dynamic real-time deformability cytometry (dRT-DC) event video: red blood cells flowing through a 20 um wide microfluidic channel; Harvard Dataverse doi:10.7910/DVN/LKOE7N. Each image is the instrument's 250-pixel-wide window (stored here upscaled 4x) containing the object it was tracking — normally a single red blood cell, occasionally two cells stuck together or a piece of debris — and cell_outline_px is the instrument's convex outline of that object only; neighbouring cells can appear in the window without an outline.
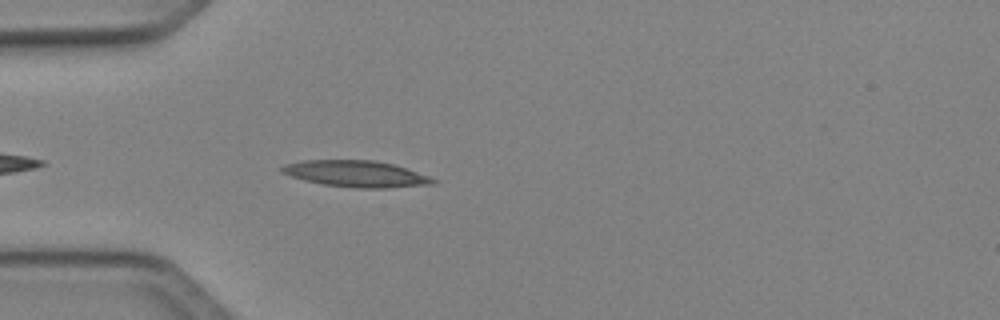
{"species": "Egyptian fruit bat (a non-hibernating species)", "species_latin": "Rousettus aegyptiacus", "temperature_condition": "cold", "stored_images_in_passage": 20, "camera_frame_rate_fps": 3000, "um_per_image_px": 0.085, "animal": {"sex": "female"}, "frame": {"image": 1, "passage_image": 4, "time_ms": 1.0, "image_size_px": [1000, 320], "cell_outline_px": [[436, 180], [432, 184], [388, 188], [352, 188], [324, 184], [304, 180], [280, 172], [280, 168], [284, 164], [304, 160], [372, 160], [392, 164], [428, 176]], "centroid_in_image_um": [30.21, 14.77], "position_along_channel_um": 54.8, "area_um2": 23.0}}
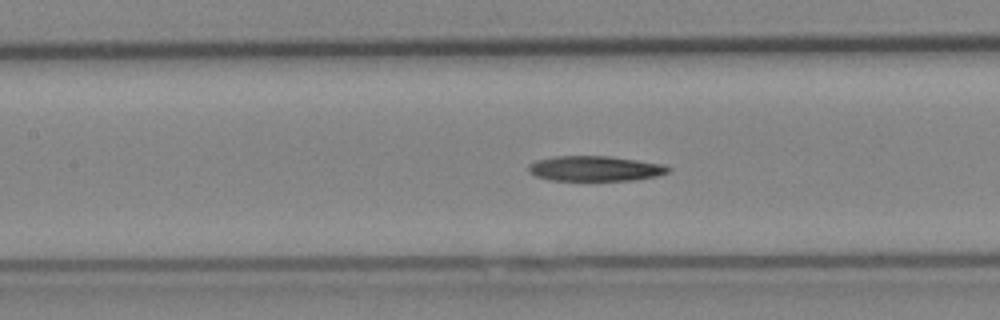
{"frame": {"image": 2, "passage_image": 9, "time_ms": 2.667, "image_size_px": [1000, 320], "cell_outline_px": [[672, 168], [668, 172], [656, 176], [636, 180], [548, 180], [536, 176], [528, 172], [528, 164], [536, 160], [556, 156], [608, 156], [664, 164]], "centroid_in_image_um": [50.56, 14.32], "position_along_channel_um": 156.8, "area_um2": 20.52}}